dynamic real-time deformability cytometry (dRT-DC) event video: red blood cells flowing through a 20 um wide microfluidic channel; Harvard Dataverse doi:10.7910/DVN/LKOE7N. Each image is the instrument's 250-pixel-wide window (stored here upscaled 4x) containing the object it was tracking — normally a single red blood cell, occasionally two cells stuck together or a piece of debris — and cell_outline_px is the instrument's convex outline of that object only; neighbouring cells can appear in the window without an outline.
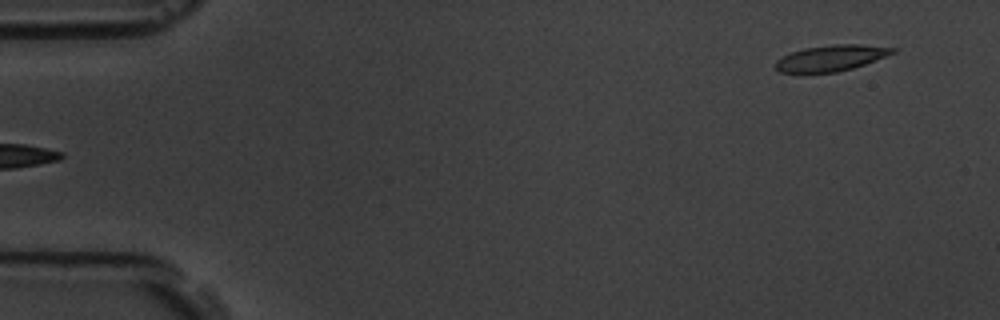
{"species": "common noctule bat (a hibernating species)", "species_latin": "Nyctalus noctula", "temperature_condition": "room temperature", "stored_images_in_passage": 5, "segment_of_instrument_passage": [2, 2], "camera_frame_rate_fps": 3000, "um_per_image_px": 0.085, "animal": {"sex": "male", "body_mass_g": 19.5, "forearm_length_mm": 54.6}, "frame": {"image": 1, "passage_image": 5, "time_ms": 4.667, "image_size_px": [1000, 320], "cell_outline_px": [[896, 52], [864, 64], [852, 68], [836, 72], [780, 72], [772, 64], [776, 60], [792, 52], [804, 48], [832, 44], [860, 44], [896, 48]], "centroid_in_image_um": [70.62, 4.92], "position_along_channel_um": 14.4, "area_um2": 17.51}}